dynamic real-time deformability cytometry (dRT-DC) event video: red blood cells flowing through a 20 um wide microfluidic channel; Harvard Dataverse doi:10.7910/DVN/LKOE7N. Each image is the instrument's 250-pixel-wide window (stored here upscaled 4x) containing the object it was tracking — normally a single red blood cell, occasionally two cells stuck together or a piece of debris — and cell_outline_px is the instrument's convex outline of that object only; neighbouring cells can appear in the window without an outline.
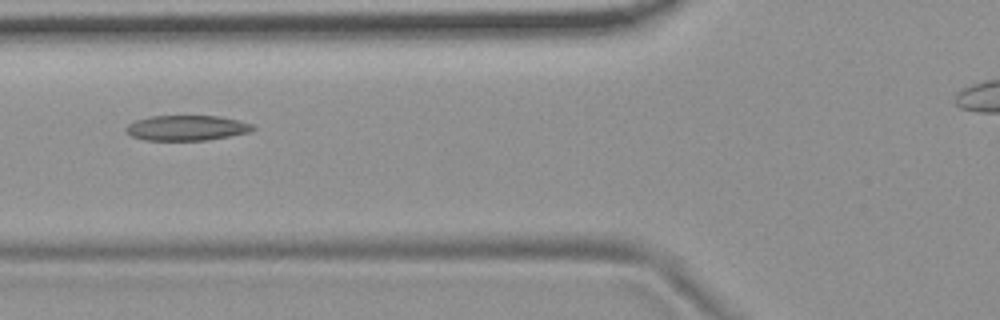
{"species": "common noctule bat (a hibernating species)", "species_latin": "Nyctalus noctula", "temperature_condition": "room temperature", "stored_images_in_passage": 4, "camera_frame_rate_fps": 3000, "um_per_image_px": 0.085, "animal": {"sex": "female", "body_mass_g": 19.9}, "frame": {"image": 1, "passage_image": 2, "time_ms": 0.333, "image_size_px": [1000, 320], "cell_outline_px": [[256, 128], [248, 132], [208, 140], [144, 140], [132, 136], [124, 128], [128, 124], [136, 120], [152, 116], [220, 116], [240, 120], [252, 124]], "centroid_in_image_um": [15.88, 10.87], "position_along_channel_um": 109.9, "area_um2": 18.55}}
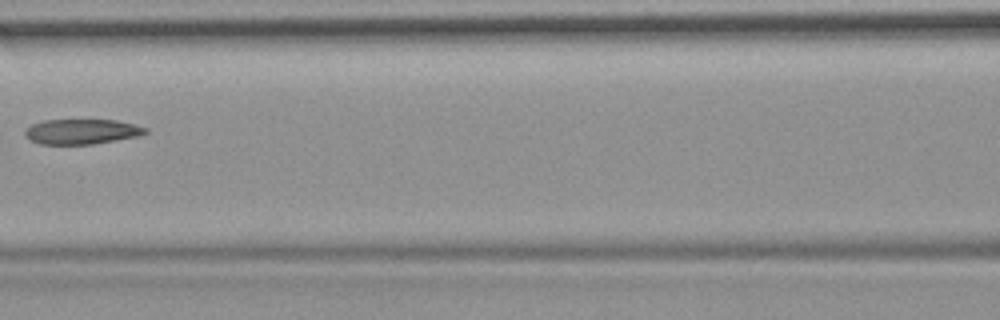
{"frame": {"image": 2, "passage_image": 3, "time_ms": 0.667, "image_size_px": [1000, 320], "cell_outline_px": [[148, 132], [140, 136], [92, 144], [40, 144], [24, 136], [24, 132], [32, 124], [44, 120], [116, 120], [136, 124], [148, 128]], "centroid_in_image_um": [6.99, 11.18], "position_along_channel_um": 159.6, "area_um2": 17.63}}